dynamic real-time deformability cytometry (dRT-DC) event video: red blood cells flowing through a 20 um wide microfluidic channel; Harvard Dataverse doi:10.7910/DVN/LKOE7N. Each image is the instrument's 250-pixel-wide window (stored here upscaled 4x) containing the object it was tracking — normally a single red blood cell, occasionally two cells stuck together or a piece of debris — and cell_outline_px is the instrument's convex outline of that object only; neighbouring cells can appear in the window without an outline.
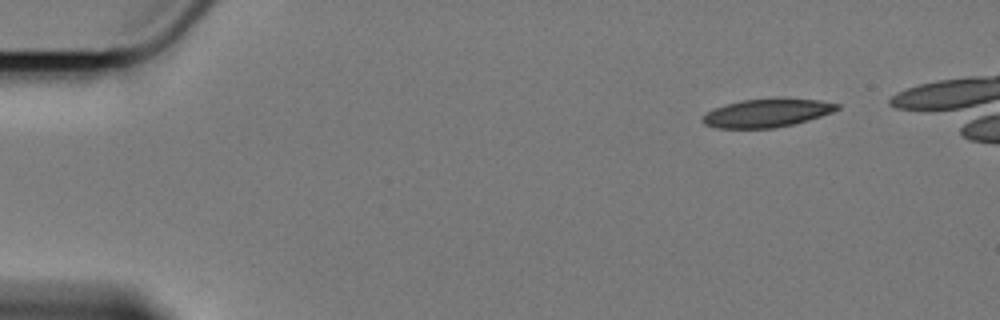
{"species": "Egyptian fruit bat (a non-hibernating species)", "species_latin": "Rousettus aegyptiacus", "temperature_condition": "cold", "stored_images_in_passage": 48, "camera_frame_rate_fps": 3000, "um_per_image_px": 0.085, "animal": {"sex": "female"}, "frame": {"image": 1, "passage_image": 1, "time_ms": 0.0, "image_size_px": [1000, 320], "cell_outline_px": [[840, 108], [832, 112], [808, 120], [792, 124], [772, 128], [716, 128], [704, 124], [700, 120], [700, 116], [724, 104], [740, 100], [820, 100], [840, 104]], "centroid_in_image_um": [65.12, 9.63], "position_along_channel_um": 19.9, "area_um2": 21.62}}
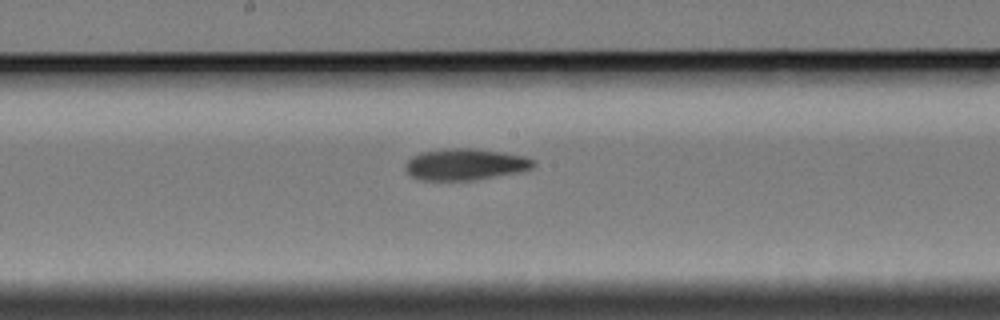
{"frame": {"image": 2, "passage_image": 26, "time_ms": 8.333, "image_size_px": [1000, 320], "cell_outline_px": [[536, 164], [532, 168], [516, 172], [472, 180], [420, 180], [412, 176], [404, 168], [404, 164], [412, 156], [420, 152], [444, 148], [476, 148], [528, 156], [536, 160]], "centroid_in_image_um": [39.54, 13.95], "position_along_channel_um": 208.7, "area_um2": 23.64}}
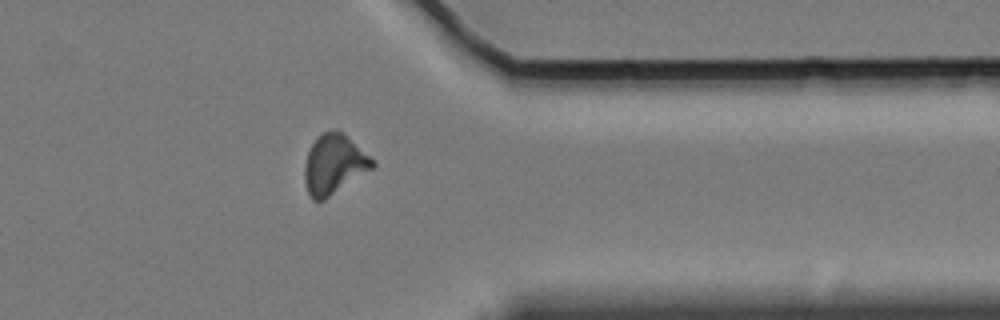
{"frame": {"image": 3, "passage_image": 42, "time_ms": 13.667, "image_size_px": [1000, 320], "cell_outline_px": [[376, 164], [372, 168], [324, 200], [312, 200], [308, 192], [304, 180], [304, 164], [308, 152], [312, 144], [324, 132], [332, 128], [336, 128], [344, 132], [376, 160]], "centroid_in_image_um": [28.41, 13.93], "position_along_channel_um": 383.0, "area_um2": 23.7}}